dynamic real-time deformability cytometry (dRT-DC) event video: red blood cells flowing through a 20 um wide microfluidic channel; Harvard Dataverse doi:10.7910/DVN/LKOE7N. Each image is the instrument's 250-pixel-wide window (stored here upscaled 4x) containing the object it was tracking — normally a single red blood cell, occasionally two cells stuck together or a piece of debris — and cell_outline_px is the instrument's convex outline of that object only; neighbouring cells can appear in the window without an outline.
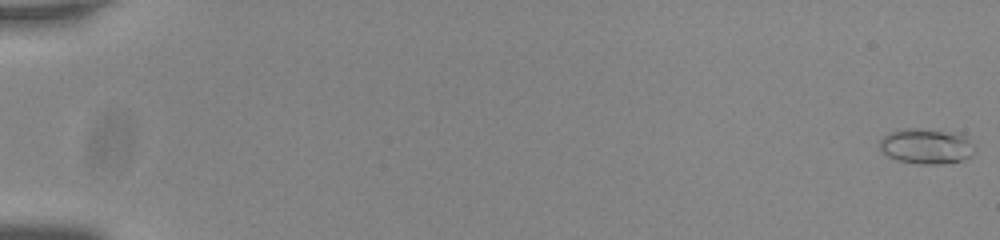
{"species": "common noctule bat (a hibernating species)", "species_latin": "Nyctalus noctula", "temperature_condition": "room temperature", "stored_images_in_passage": 57, "camera_frame_rate_fps": 3000, "um_per_image_px": 0.085, "animal": {"sex": "male", "body_mass_g": 20.0, "forearm_length_mm": 53.3}, "frame": {"image": 1, "passage_image": 1, "time_ms": 0.0, "image_size_px": [1000, 240], "cell_outline_px": [[976, 152], [972, 156], [964, 160], [936, 164], [920, 164], [896, 160], [888, 156], [880, 148], [880, 140], [888, 132], [904, 128], [916, 128], [960, 132], [976, 148]], "centroid_in_image_um": [78.77, 12.42], "position_along_channel_um": 6.2, "area_um2": 19.83}}
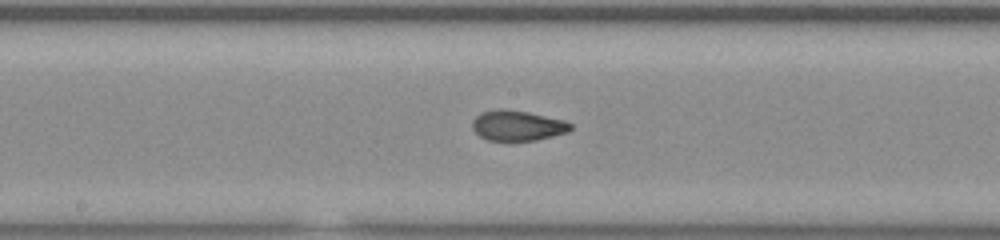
{"frame": {"image": 2, "passage_image": 32, "time_ms": 10.333, "image_size_px": [1000, 240], "cell_outline_px": [[572, 128], [568, 132], [536, 140], [488, 140], [480, 136], [472, 128], [472, 120], [480, 112], [500, 108], [528, 112], [564, 120], [572, 124]], "centroid_in_image_um": [43.97, 10.66], "position_along_channel_um": 204.2, "area_um2": 17.28}}
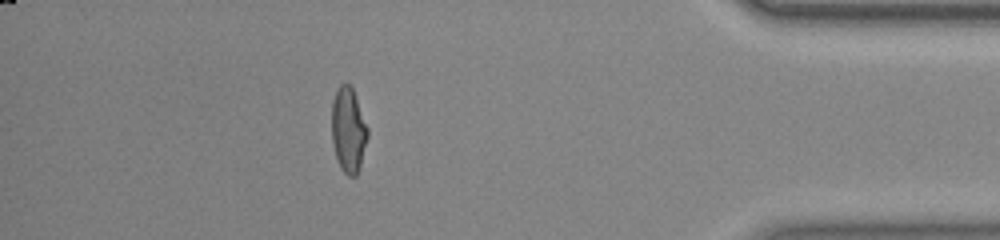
{"frame": {"image": 3, "passage_image": 51, "time_ms": 16.667, "image_size_px": [1000, 240], "cell_outline_px": [[368, 136], [360, 168], [356, 176], [348, 176], [340, 168], [336, 160], [332, 140], [332, 100], [340, 84], [348, 84], [352, 88], [368, 128]], "centroid_in_image_um": [29.61, 11.1], "position_along_channel_um": 405.6, "area_um2": 17.8}, "authors_computed_cell_mechanics": {"area_um2": 17.4556, "velocity_mm_per_s": 3.7714, "shape_relaxation_time_tau1_ms": null, "shape_relaxation_time_tau2_ms": 1.1199, "deformation_change_tau1": null, "deformation_change_tau2": 0.0694}}